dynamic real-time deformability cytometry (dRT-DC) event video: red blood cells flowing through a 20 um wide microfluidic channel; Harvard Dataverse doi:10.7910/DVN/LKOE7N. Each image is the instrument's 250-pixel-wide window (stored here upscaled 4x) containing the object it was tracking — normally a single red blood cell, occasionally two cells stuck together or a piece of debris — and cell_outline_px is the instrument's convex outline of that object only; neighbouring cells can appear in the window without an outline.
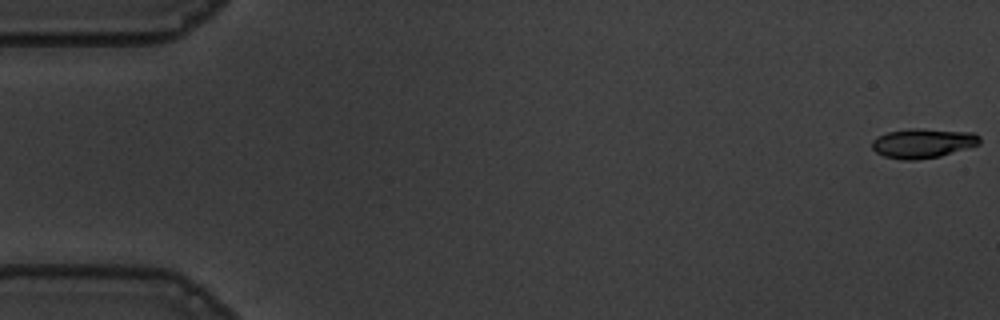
{"species": "common noctule bat (a hibernating species)", "species_latin": "Nyctalus noctula", "temperature_condition": "warm", "stored_images_in_passage": 56, "camera_frame_rate_fps": 3000, "um_per_image_px": 0.085, "animal": {"sex": "male", "body_mass_g": 19.5, "forearm_length_mm": 54.6}, "frame": {"image": 1, "passage_image": 1, "time_ms": 0.0, "image_size_px": [1000, 320], "cell_outline_px": [[980, 144], [968, 148], [940, 156], [916, 160], [904, 160], [884, 156], [876, 152], [872, 148], [872, 140], [876, 136], [888, 132], [908, 128], [920, 128], [972, 132], [980, 136]], "centroid_in_image_um": [78.44, 12.16], "position_along_channel_um": 6.6, "area_um2": 18.67}}
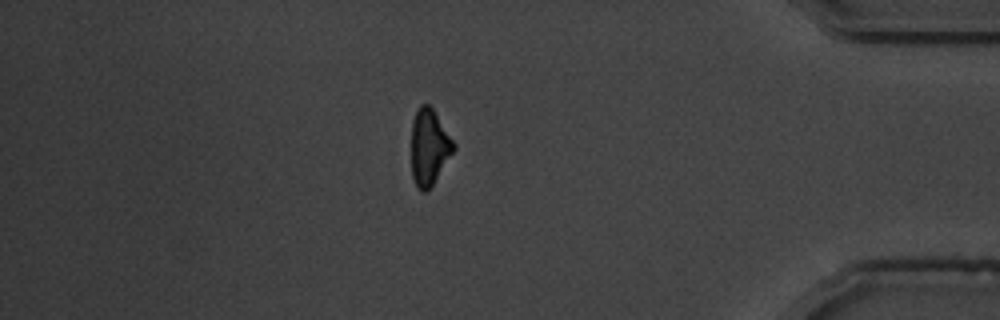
{"frame": {"image": 2, "passage_image": 48, "time_ms": 15.667, "image_size_px": [1000, 320], "cell_outline_px": [[456, 148], [432, 184], [424, 192], [420, 192], [412, 176], [412, 120], [420, 104], [428, 104], [432, 108], [456, 144]], "centroid_in_image_um": [36.48, 12.48], "position_along_channel_um": 398.7, "area_um2": 18.44}}
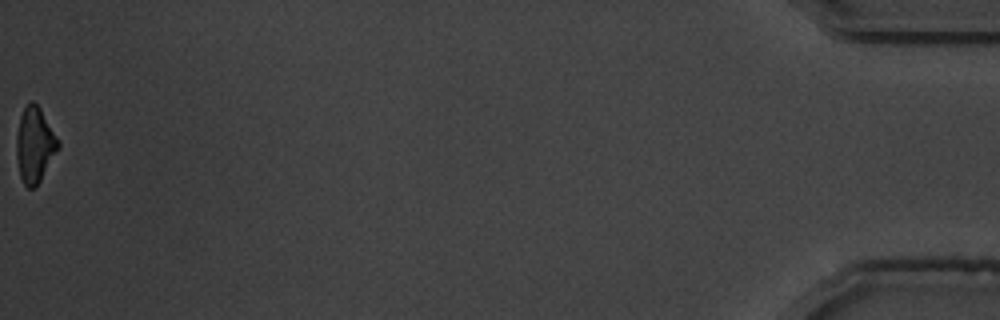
{"frame": {"image": 3, "passage_image": 56, "time_ms": 18.333, "image_size_px": [1000, 320], "cell_outline_px": [[60, 148], [36, 188], [28, 188], [24, 184], [20, 176], [16, 156], [16, 136], [20, 116], [24, 108], [32, 100], [40, 108], [60, 140]], "centroid_in_image_um": [2.97, 12.34], "position_along_channel_um": 432.2, "area_um2": 18.55}, "authors_computed_cell_mechanics": {"area_um2": 19.4497, "velocity_mm_per_s": 3.673, "shape_relaxation_time_tau1_ms": 4.1303, "shape_relaxation_time_tau2_ms": 1.0779, "deformation_change_tau1": 0.1721, "deformation_change_tau2": 0.0845}}